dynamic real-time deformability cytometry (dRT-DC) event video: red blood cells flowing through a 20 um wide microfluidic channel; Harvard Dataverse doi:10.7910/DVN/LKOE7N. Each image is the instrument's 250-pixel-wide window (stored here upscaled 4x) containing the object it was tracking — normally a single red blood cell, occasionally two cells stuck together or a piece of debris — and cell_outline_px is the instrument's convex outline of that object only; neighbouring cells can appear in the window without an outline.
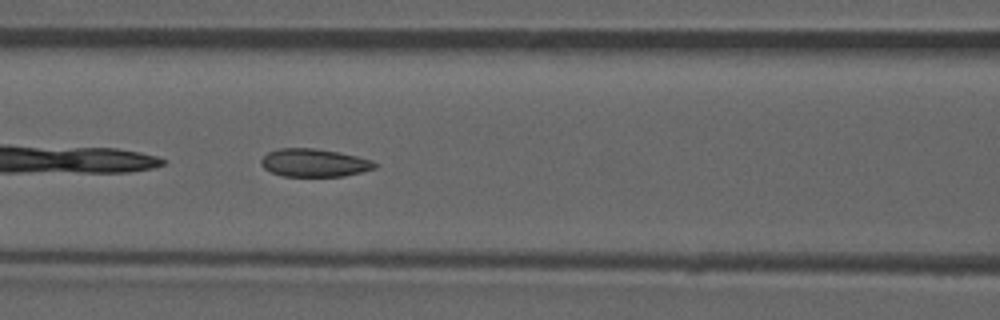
{"species": "common noctule bat (a hibernating species)", "species_latin": "Nyctalus noctula", "temperature_condition": "room temperature", "stored_images_in_passage": 36, "camera_frame_rate_fps": 3000, "um_per_image_px": 0.085, "animal": {"sex": "male", "forearm_length_mm": 52.5}, "frame": {"image": 1, "passage_image": 6, "time_ms": 1.667, "image_size_px": [1000, 320], "cell_outline_px": [[380, 164], [376, 168], [344, 176], [284, 176], [272, 172], [264, 168], [260, 164], [260, 160], [268, 152], [276, 148], [316, 148], [356, 156], [372, 160]], "centroid_in_image_um": [26.71, 13.83], "position_along_channel_um": 139.9, "area_um2": 18.55}}